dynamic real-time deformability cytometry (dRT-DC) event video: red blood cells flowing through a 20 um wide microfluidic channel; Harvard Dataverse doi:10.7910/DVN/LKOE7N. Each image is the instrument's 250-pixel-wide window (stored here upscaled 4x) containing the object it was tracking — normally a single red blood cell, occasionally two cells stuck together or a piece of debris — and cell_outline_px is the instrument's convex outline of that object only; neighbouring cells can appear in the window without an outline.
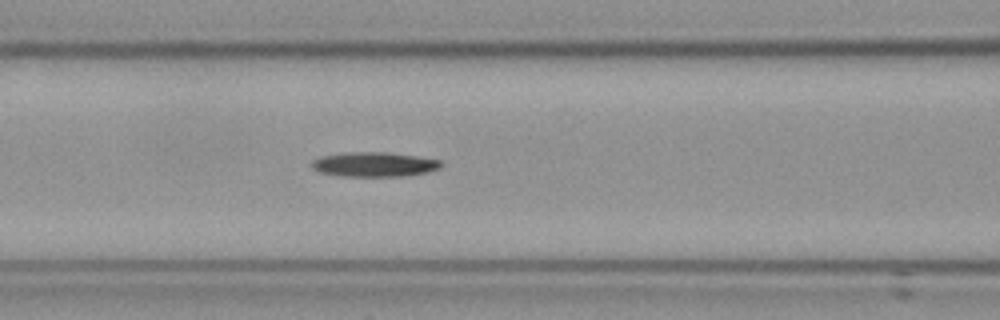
{"species": "Egyptian fruit bat (a non-hibernating species)", "species_latin": "Rousettus aegyptiacus", "temperature_condition": "cold", "stored_images_in_passage": 58, "camera_frame_rate_fps": 3000, "um_per_image_px": 0.085, "frame": {"image": 1, "passage_image": 25, "time_ms": 8.0, "image_size_px": [1000, 320], "cell_outline_px": [[444, 164], [440, 168], [428, 172], [404, 176], [344, 176], [320, 172], [312, 168], [312, 160], [320, 156], [348, 152], [388, 152], [416, 156], [440, 160]], "centroid_in_image_um": [31.83, 13.97], "position_along_channel_um": 134.8, "area_um2": 18.55}}